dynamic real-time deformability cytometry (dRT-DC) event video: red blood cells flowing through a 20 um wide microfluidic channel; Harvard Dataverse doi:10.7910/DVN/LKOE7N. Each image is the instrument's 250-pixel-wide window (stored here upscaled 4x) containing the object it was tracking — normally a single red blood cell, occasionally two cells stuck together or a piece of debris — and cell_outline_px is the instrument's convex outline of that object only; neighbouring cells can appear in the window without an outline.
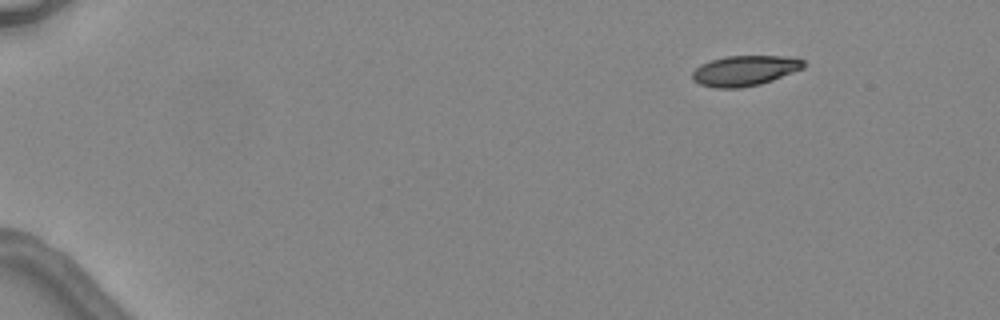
{"species": "common noctule bat (a hibernating species)", "species_latin": "Nyctalus noctula", "temperature_condition": "warm", "stored_images_in_passage": 3, "camera_frame_rate_fps": 3000, "um_per_image_px": 0.085, "animal": {"sex": "female", "body_mass_g": 24.6, "forearm_length_mm": 56.2}, "frame": {"image": 1, "passage_image": 1, "time_ms": 0.0, "image_size_px": [1000, 320], "cell_outline_px": [[808, 64], [804, 68], [772, 80], [760, 84], [740, 88], [716, 88], [700, 84], [692, 80], [692, 72], [700, 64], [724, 56], [796, 56], [804, 60]], "centroid_in_image_um": [63.34, 5.99], "position_along_channel_um": 21.7, "area_um2": 19.88}}
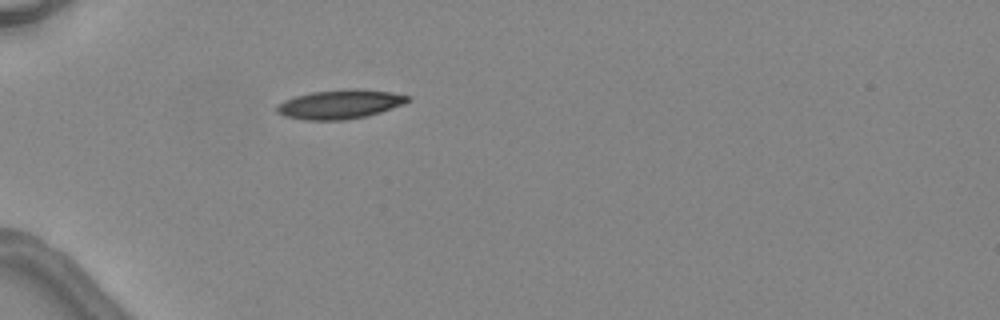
{"frame": {"image": 2, "passage_image": 3, "time_ms": 3.333, "image_size_px": [1000, 320], "cell_outline_px": [[412, 96], [404, 104], [368, 116], [344, 120], [304, 120], [284, 116], [276, 112], [276, 104], [284, 100], [296, 96], [312, 92], [352, 88], [360, 88], [392, 92]], "centroid_in_image_um": [28.9, 8.86], "position_along_channel_um": 56.1, "area_um2": 22.43}}